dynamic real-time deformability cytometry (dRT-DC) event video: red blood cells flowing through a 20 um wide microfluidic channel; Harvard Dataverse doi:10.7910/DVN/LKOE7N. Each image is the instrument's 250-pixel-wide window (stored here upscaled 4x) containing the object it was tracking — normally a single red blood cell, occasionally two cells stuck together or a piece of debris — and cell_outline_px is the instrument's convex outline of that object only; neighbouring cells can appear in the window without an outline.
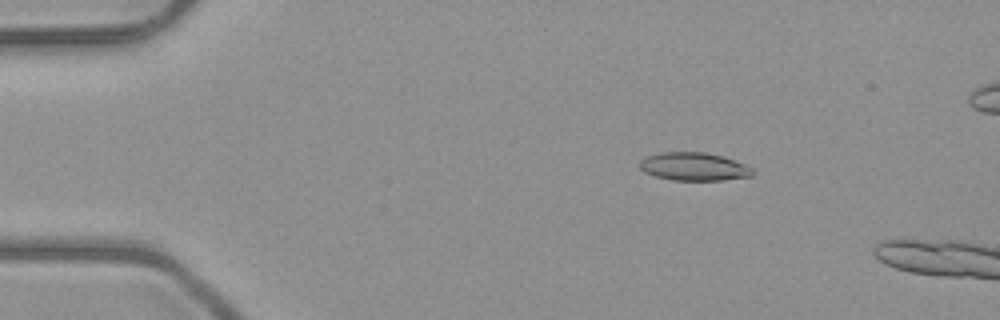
{"species": "common noctule bat (a hibernating species)", "species_latin": "Nyctalus noctula", "temperature_condition": "room temperature", "stored_images_in_passage": 48, "camera_frame_rate_fps": 3000, "um_per_image_px": 0.085, "animal": {"sex": "male", "body_mass_g": 23.1, "forearm_length_mm": 52.7}, "frame": {"image": 1, "passage_image": 9, "time_ms": 2.667, "image_size_px": [1000, 320], "cell_outline_px": [[752, 176], [724, 180], [672, 180], [656, 176], [644, 172], [640, 168], [640, 160], [648, 156], [660, 152], [704, 152], [724, 156], [744, 164], [752, 168]], "centroid_in_image_um": [58.98, 14.16], "position_along_channel_um": 26.0, "area_um2": 18.44}}
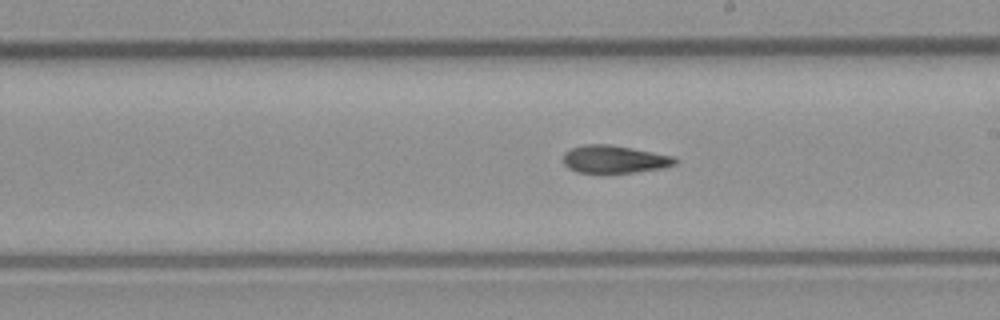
{"frame": {"image": 2, "passage_image": 30, "time_ms": 9.667, "image_size_px": [1000, 320], "cell_outline_px": [[676, 164], [664, 168], [636, 172], [576, 172], [568, 168], [564, 164], [564, 152], [572, 148], [584, 144], [608, 144], [632, 148], [676, 156]], "centroid_in_image_um": [52.24, 13.53], "position_along_channel_um": 236.8, "area_um2": 18.03}}
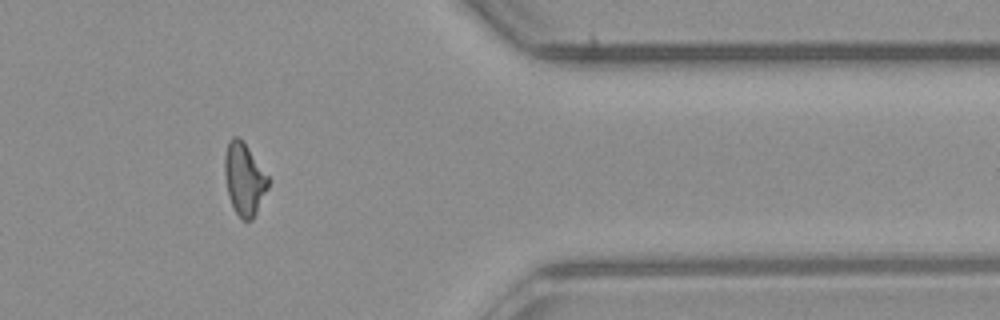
{"frame": {"image": 3, "passage_image": 43, "time_ms": 14.0, "image_size_px": [1000, 320], "cell_outline_px": [[268, 188], [252, 220], [240, 220], [228, 196], [224, 176], [224, 156], [228, 140], [232, 136], [236, 136], [244, 144], [268, 176]], "centroid_in_image_um": [20.72, 15.24], "position_along_channel_um": 390.7, "area_um2": 18.03}}